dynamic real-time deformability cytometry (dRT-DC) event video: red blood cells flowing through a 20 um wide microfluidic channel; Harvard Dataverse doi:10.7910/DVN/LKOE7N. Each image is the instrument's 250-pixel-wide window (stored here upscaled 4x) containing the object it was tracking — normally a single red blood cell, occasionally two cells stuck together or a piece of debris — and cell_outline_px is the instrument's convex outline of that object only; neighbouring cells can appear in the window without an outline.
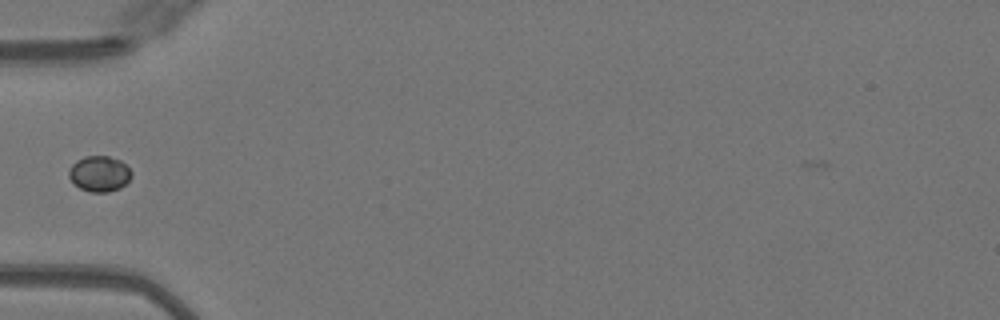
{"species": "Egyptian fruit bat (a non-hibernating species)", "species_latin": "Rousettus aegyptiacus", "temperature_condition": "warm", "stored_images_in_passage": 10, "camera_frame_rate_fps": 3000, "um_per_image_px": 0.085, "animal": {"sex": "female"}, "frame": {"image": 1, "passage_image": 2, "time_ms": 0.333, "image_size_px": [1000, 320], "cell_outline_px": [[132, 176], [120, 188], [108, 192], [88, 192], [80, 188], [68, 176], [68, 172], [72, 164], [76, 160], [84, 156], [108, 156], [120, 160], [132, 172]], "centroid_in_image_um": [8.44, 14.76], "position_along_channel_um": 76.6, "area_um2": 12.95}}
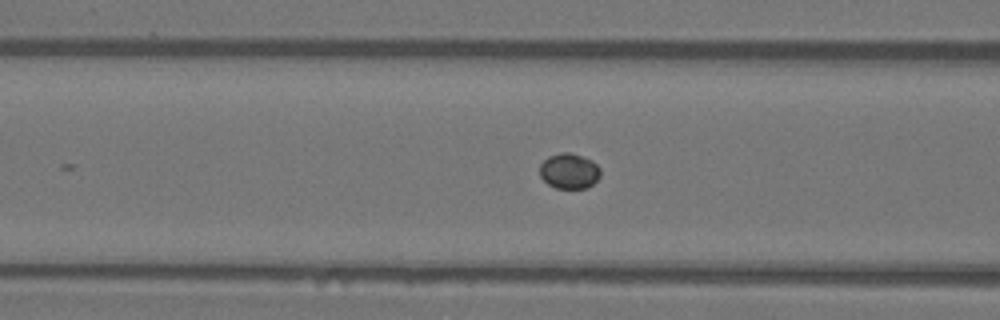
{"frame": {"image": 2, "passage_image": 5, "time_ms": 1.333, "image_size_px": [1000, 320], "cell_outline_px": [[600, 176], [588, 188], [556, 188], [548, 184], [540, 176], [540, 164], [548, 156], [560, 152], [572, 152], [584, 156], [592, 160], [600, 168]], "centroid_in_image_um": [48.38, 14.52], "position_along_channel_um": 118.2, "area_um2": 12.66}}
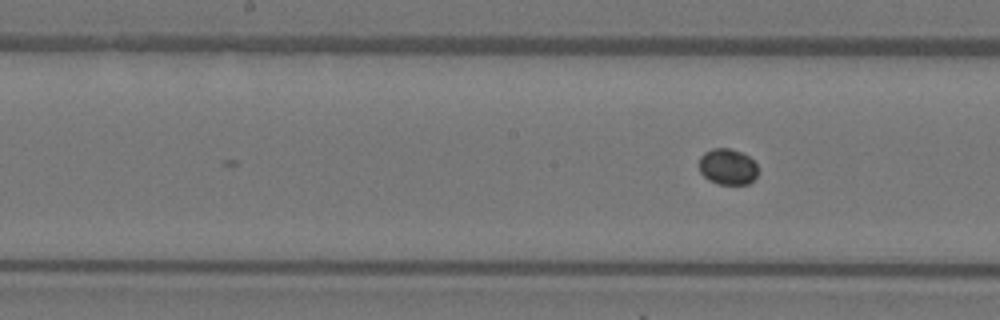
{"frame": {"image": 3, "passage_image": 10, "time_ms": 3.0, "image_size_px": [1000, 320], "cell_outline_px": [[756, 176], [748, 184], [720, 184], [708, 180], [700, 172], [700, 156], [704, 152], [712, 148], [728, 148], [740, 152], [748, 156], [756, 164]], "centroid_in_image_um": [61.82, 14.17], "position_along_channel_um": 186.4, "area_um2": 12.2}}